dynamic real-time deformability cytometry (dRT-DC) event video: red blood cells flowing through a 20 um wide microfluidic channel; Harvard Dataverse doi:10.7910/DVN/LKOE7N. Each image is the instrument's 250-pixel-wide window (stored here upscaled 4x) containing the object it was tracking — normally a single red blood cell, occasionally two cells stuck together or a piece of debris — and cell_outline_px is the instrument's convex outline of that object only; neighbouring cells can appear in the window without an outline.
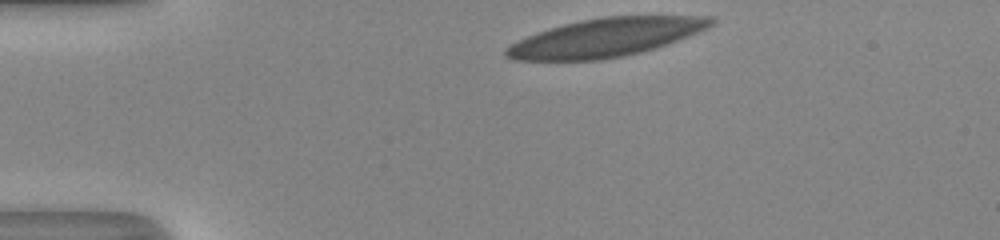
{"species": "human", "species_latin": "Homo sapiens", "temperature_condition": "room temperature", "stored_images_in_passage": 32, "camera_frame_rate_fps": 3000, "um_per_image_px": 0.085, "donor": {"sex": "male"}, "frame": {"image": 1, "passage_image": 1, "time_ms": 0.0, "image_size_px": [1000, 240], "cell_outline_px": [[716, 24], [708, 28], [688, 36], [656, 48], [624, 56], [600, 60], [512, 60], [504, 56], [504, 48], [528, 36], [564, 24], [604, 16], [716, 16]], "centroid_in_image_um": [51.54, 3.19], "position_along_channel_um": 33.5, "area_um2": 45.6}}
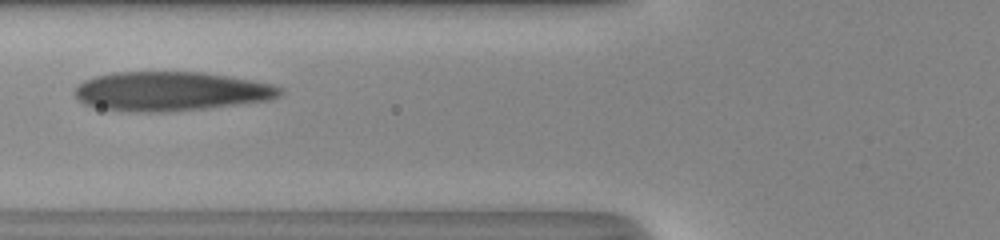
{"frame": {"image": 2, "passage_image": 11, "time_ms": 3.333, "image_size_px": [1000, 240], "cell_outline_px": [[284, 92], [280, 96], [272, 100], [204, 108], [164, 112], [128, 112], [100, 108], [84, 104], [76, 96], [76, 88], [84, 80], [96, 76], [116, 72], [200, 72], [272, 84], [280, 88]], "centroid_in_image_um": [14.51, 7.77], "position_along_channel_um": 111.3, "area_um2": 46.53}}
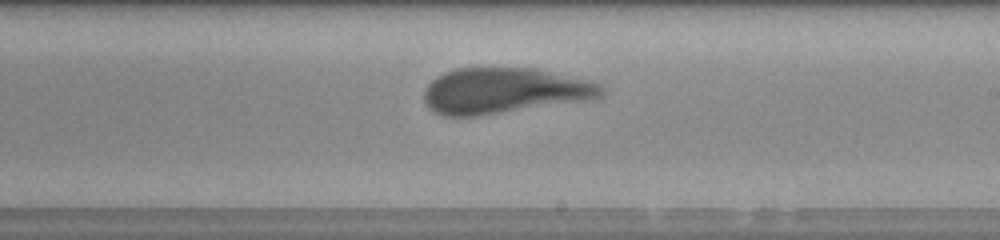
{"frame": {"image": 3, "passage_image": 21, "time_ms": 6.667, "image_size_px": [1000, 240], "cell_outline_px": [[608, 88], [604, 96], [588, 100], [476, 116], [444, 116], [428, 108], [424, 100], [424, 92], [428, 84], [436, 76], [444, 72], [456, 68], [532, 68], [592, 80], [604, 84]], "centroid_in_image_um": [42.92, 7.71], "position_along_channel_um": 246.1, "area_um2": 47.63}, "authors_computed_cell_mechanics": {"area_um2": 47.5116, "velocity_mm_per_s": 4.0587, "shape_relaxation_time_tau1_ms": 4.0555, "shape_relaxation_time_tau2_ms": 1.2012, "deformation_change_tau1": 0.1491, "deformation_change_tau2": 0.099}}